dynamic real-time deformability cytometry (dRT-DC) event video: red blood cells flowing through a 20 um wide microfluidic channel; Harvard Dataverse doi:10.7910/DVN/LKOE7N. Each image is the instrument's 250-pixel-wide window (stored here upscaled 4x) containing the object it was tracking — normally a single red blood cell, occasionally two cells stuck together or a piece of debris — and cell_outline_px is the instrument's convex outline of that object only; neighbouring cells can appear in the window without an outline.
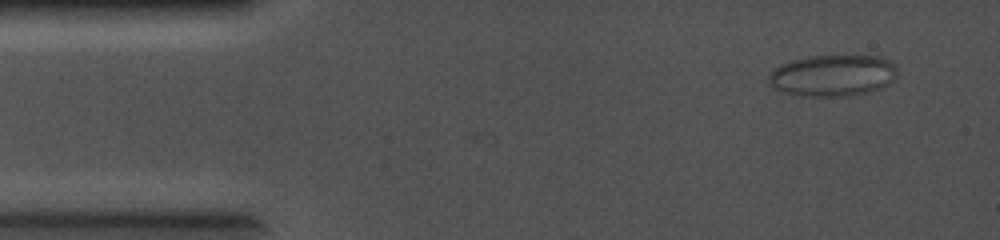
{"species": "common noctule bat (a hibernating species)", "species_latin": "Nyctalus noctula", "temperature_condition": "cold", "stored_images_in_passage": 2, "camera_frame_rate_fps": 5000, "um_per_image_px": 0.085, "animal": {"sex": "female", "body_mass_g": 19.0, "forearm_length_mm": 56.7}, "frame": {"image": 1, "passage_image": 2, "time_ms": 0.2, "image_size_px": [1000, 240], "cell_outline_px": [[900, 68], [896, 76], [888, 84], [880, 88], [868, 92], [848, 96], [804, 96], [784, 92], [772, 88], [768, 84], [768, 76], [772, 68], [788, 60], [808, 56], [880, 56], [896, 64]], "centroid_in_image_um": [70.76, 6.41], "position_along_channel_um": 14.2, "area_um2": 31.62}}